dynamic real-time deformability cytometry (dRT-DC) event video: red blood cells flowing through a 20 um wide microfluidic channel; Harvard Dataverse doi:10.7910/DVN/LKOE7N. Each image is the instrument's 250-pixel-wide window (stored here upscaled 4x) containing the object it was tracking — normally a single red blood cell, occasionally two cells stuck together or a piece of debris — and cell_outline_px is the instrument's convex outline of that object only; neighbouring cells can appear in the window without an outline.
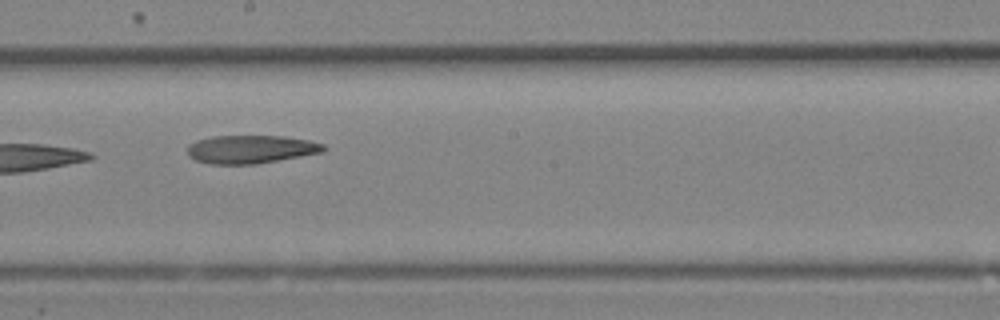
{"species": "Egyptian fruit bat (a non-hibernating species)", "species_latin": "Rousettus aegyptiacus", "temperature_condition": "room temperature", "stored_images_in_passage": 15, "camera_frame_rate_fps": 3000, "um_per_image_px": 0.085, "animal": {"sex": "female"}, "frame": {"image": 1, "passage_image": 9, "time_ms": 2.667, "image_size_px": [1000, 320], "cell_outline_px": [[328, 148], [324, 152], [256, 164], [208, 164], [196, 160], [188, 156], [188, 144], [196, 140], [212, 136], [284, 136], [308, 140], [324, 144]], "centroid_in_image_um": [21.32, 12.69], "position_along_channel_um": 226.9, "area_um2": 22.54}}